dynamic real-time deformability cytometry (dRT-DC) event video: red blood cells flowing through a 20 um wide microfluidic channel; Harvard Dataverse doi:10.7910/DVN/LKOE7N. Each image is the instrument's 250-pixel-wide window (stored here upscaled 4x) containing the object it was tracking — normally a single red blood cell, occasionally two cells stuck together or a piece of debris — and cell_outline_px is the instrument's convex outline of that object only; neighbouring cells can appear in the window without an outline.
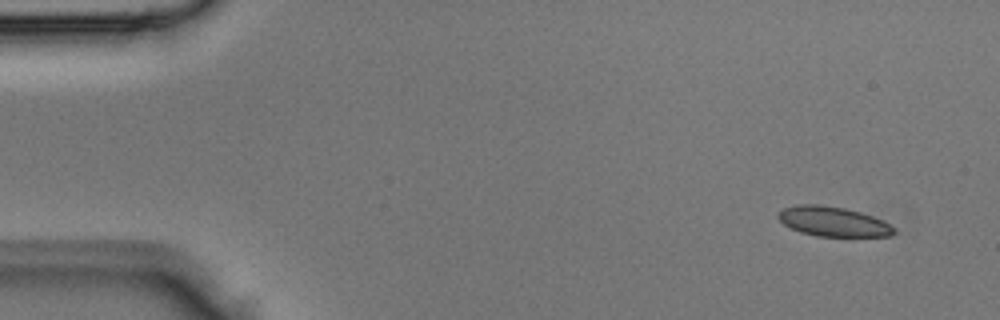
{"species": "Egyptian fruit bat (a non-hibernating species)", "species_latin": "Rousettus aegyptiacus", "temperature_condition": "room temperature", "stored_images_in_passage": 4, "camera_frame_rate_fps": 3000, "um_per_image_px": 0.085, "animal": {"sex": "male"}, "frame": {"image": 1, "passage_image": 1, "time_ms": 0.0, "image_size_px": [1000, 320], "cell_outline_px": [[896, 232], [892, 236], [816, 236], [800, 232], [784, 224], [776, 216], [784, 208], [796, 204], [816, 204], [844, 208], [860, 212], [884, 220], [896, 228]], "centroid_in_image_um": [70.84, 18.83], "position_along_channel_um": 14.2, "area_um2": 20.06}}